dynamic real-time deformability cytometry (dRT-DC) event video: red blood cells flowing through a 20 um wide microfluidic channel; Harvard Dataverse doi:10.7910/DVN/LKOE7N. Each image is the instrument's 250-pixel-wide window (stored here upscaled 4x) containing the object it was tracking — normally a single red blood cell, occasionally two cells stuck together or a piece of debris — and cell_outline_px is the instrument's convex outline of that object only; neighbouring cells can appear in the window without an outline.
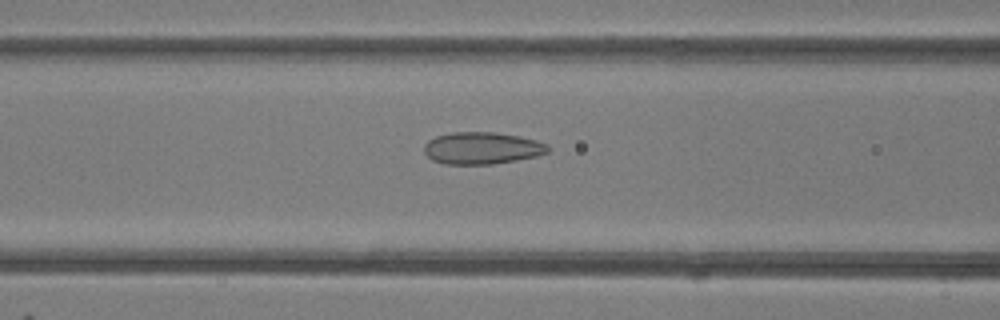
{"species": "common noctule bat (a hibernating species)", "species_latin": "Nyctalus noctula", "temperature_condition": "room temperature", "stored_images_in_passage": 49, "camera_frame_rate_fps": 3000, "um_per_image_px": 0.085, "animal": {"sex": "female"}, "frame": {"image": 1, "passage_image": 20, "time_ms": 6.333, "image_size_px": [1000, 320], "cell_outline_px": [[552, 148], [548, 152], [536, 156], [516, 160], [492, 164], [444, 164], [432, 160], [424, 152], [424, 144], [428, 140], [436, 136], [452, 132], [492, 132], [520, 136], [536, 140], [548, 144]], "centroid_in_image_um": [40.98, 12.59], "position_along_channel_um": 125.6, "area_um2": 23.24}}
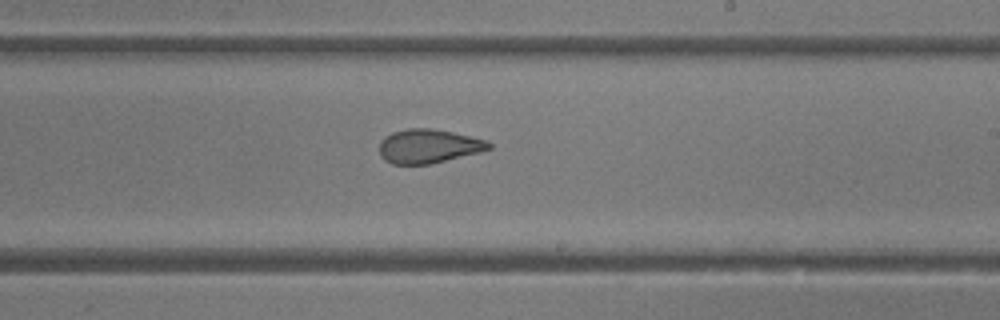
{"frame": {"image": 2, "passage_image": 29, "time_ms": 9.333, "image_size_px": [1000, 320], "cell_outline_px": [[492, 148], [480, 152], [428, 164], [392, 164], [384, 160], [380, 156], [380, 140], [392, 132], [408, 128], [428, 128], [452, 132], [488, 140], [492, 144]], "centroid_in_image_um": [36.42, 12.42], "position_along_channel_um": 252.6, "area_um2": 21.62}}
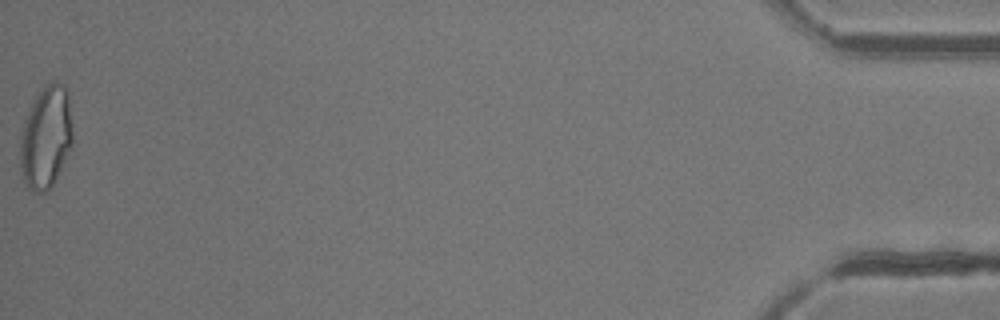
{"frame": {"image": 3, "passage_image": 49, "time_ms": 16.0, "image_size_px": [1000, 320], "cell_outline_px": [[72, 148], [52, 188], [44, 192], [32, 192], [24, 184], [20, 168], [20, 140], [24, 120], [36, 96], [52, 80], [56, 80], [64, 84], [68, 92], [72, 132]], "centroid_in_image_um": [3.91, 11.72], "position_along_channel_um": 431.3, "area_um2": 31.73}, "authors_computed_cell_mechanics": {"area_um2": 25.2008, "velocity_mm_per_s": 4.2259, "shape_relaxation_time_tau1_ms": null, "shape_relaxation_time_tau2_ms": 1.1759, "deformation_change_tau1": null, "deformation_change_tau2": 0.078}}